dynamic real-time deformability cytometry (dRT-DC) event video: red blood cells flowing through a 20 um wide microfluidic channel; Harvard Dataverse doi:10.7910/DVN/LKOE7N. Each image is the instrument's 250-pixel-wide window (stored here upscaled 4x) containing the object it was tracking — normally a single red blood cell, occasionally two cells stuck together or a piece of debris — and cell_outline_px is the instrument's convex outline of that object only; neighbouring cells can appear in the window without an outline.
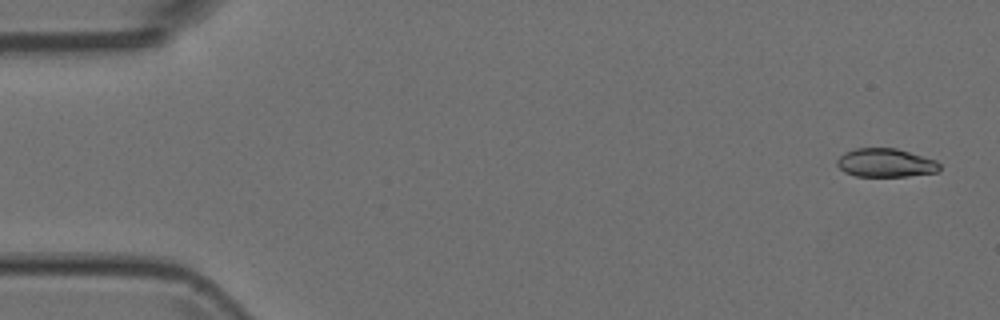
{"species": "Egyptian fruit bat (a non-hibernating species)", "species_latin": "Rousettus aegyptiacus", "temperature_condition": "room temperature", "stored_images_in_passage": 4, "camera_frame_rate_fps": 3000, "um_per_image_px": 0.085, "animal": {"sex": "female"}, "frame": {"image": 1, "passage_image": 1, "time_ms": 0.0, "image_size_px": [1000, 320], "cell_outline_px": [[940, 168], [936, 172], [908, 176], [856, 176], [844, 172], [836, 164], [836, 160], [844, 152], [856, 148], [896, 148], [936, 160], [940, 164]], "centroid_in_image_um": [75.25, 13.84], "position_along_channel_um": 9.7, "area_um2": 17.05}}
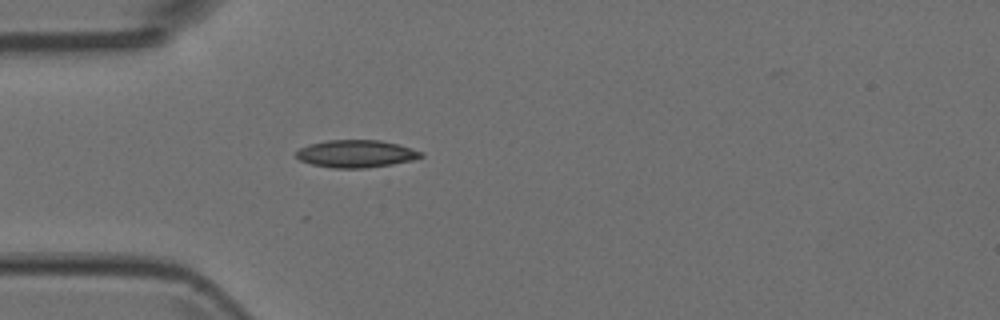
{"frame": {"image": 2, "passage_image": 4, "time_ms": 1.0, "image_size_px": [1000, 320], "cell_outline_px": [[424, 156], [412, 160], [392, 164], [364, 168], [332, 168], [312, 164], [300, 160], [296, 156], [296, 152], [300, 148], [308, 144], [328, 140], [380, 140], [412, 148], [424, 152]], "centroid_in_image_um": [30.27, 13.06], "position_along_channel_um": 54.7, "area_um2": 19.94}}